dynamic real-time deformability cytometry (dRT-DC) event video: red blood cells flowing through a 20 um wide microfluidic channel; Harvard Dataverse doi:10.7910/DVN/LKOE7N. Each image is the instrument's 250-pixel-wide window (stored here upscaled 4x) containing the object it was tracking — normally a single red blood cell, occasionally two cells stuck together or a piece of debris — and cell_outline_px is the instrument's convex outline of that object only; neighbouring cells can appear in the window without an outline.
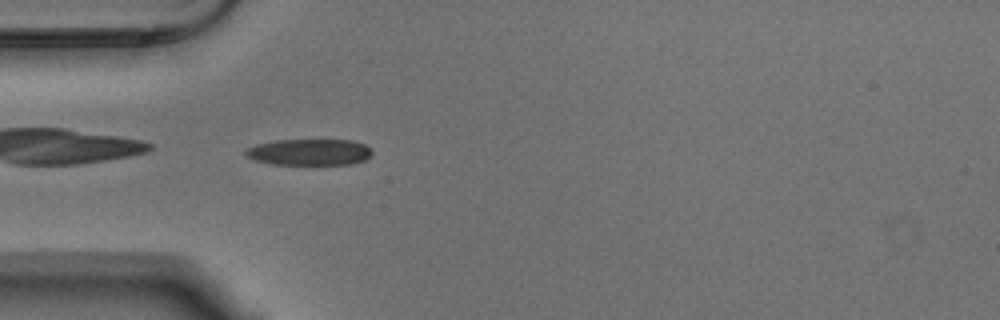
{"species": "Egyptian fruit bat (a non-hibernating species)", "species_latin": "Rousettus aegyptiacus", "temperature_condition": "warm", "stored_images_in_passage": 40, "camera_frame_rate_fps": 3000, "um_per_image_px": 0.085, "animal": {"sex": "male"}, "frame": {"image": 1, "passage_image": 1, "time_ms": 0.0, "image_size_px": [1000, 320], "cell_outline_px": [[372, 152], [364, 160], [352, 164], [272, 164], [256, 160], [248, 156], [244, 152], [248, 148], [256, 144], [276, 140], [352, 140], [364, 144]], "centroid_in_image_um": [26.29, 12.92], "position_along_channel_um": 58.7, "area_um2": 19.13}}
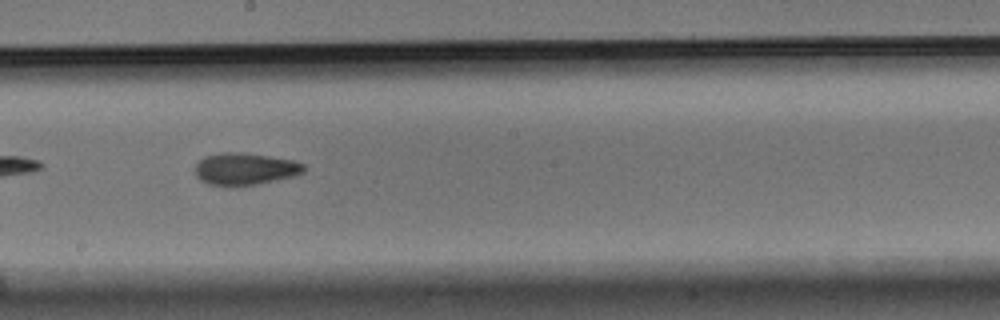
{"frame": {"image": 2, "passage_image": 15, "time_ms": 4.667, "image_size_px": [1000, 320], "cell_outline_px": [[304, 172], [296, 176], [256, 184], [232, 188], [228, 188], [208, 184], [200, 180], [196, 176], [196, 164], [204, 156], [224, 152], [240, 152], [268, 156], [292, 160], [304, 164]], "centroid_in_image_um": [20.8, 14.39], "position_along_channel_um": 227.4, "area_um2": 20.63}}
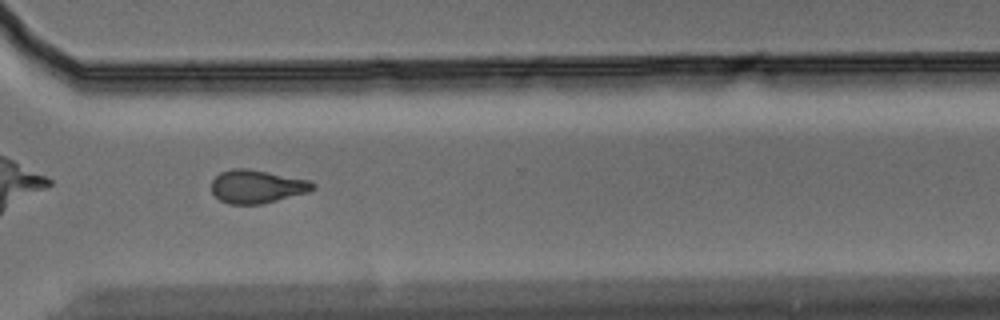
{"frame": {"image": 3, "passage_image": 25, "time_ms": 8.0, "image_size_px": [1000, 320], "cell_outline_px": [[316, 188], [308, 192], [260, 204], [228, 204], [220, 200], [212, 192], [212, 180], [220, 172], [232, 168], [248, 168], [312, 180], [316, 184]], "centroid_in_image_um": [21.86, 15.84], "position_along_channel_um": 348.7, "area_um2": 19.77}, "authors_computed_cell_mechanics": {"area_um2": 19.7098, "velocity_mm_per_s": 3.6472, "shape_relaxation_time_tau1_ms": null, "shape_relaxation_time_tau2_ms": 5.5319, "deformation_change_tau1": null, "deformation_change_tau2": 0.141}}